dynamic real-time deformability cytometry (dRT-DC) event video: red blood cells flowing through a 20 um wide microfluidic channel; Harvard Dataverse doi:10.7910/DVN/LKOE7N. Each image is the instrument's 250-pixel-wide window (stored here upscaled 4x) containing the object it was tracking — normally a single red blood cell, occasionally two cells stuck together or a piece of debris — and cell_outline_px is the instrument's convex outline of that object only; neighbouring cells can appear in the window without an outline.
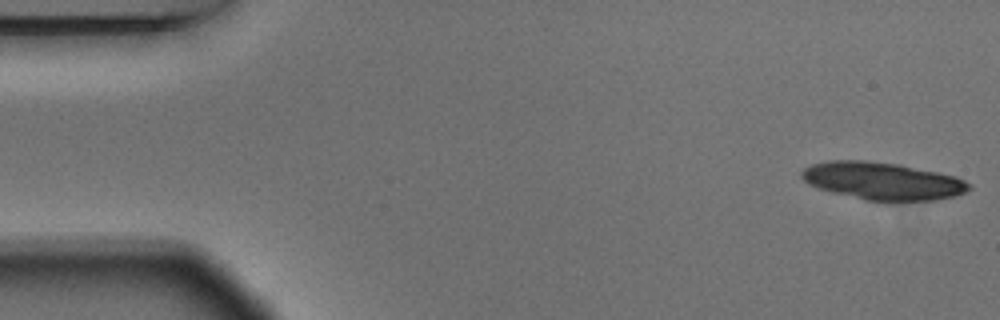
{"species": "Egyptian fruit bat (a non-hibernating species)", "species_latin": "Rousettus aegyptiacus", "temperature_condition": "warm", "stored_images_in_passage": 6, "camera_frame_rate_fps": 3000, "um_per_image_px": 0.085, "animal": {"sex": "male"}, "frame": {"image": 1, "passage_image": 1, "time_ms": 0.0, "image_size_px": [1000, 320], "cell_outline_px": [[972, 188], [964, 192], [952, 196], [936, 200], [864, 200], [832, 192], [808, 184], [800, 176], [800, 172], [804, 168], [812, 164], [828, 160], [864, 160], [900, 164], [956, 176], [972, 184]], "centroid_in_image_um": [75.0, 15.36], "position_along_channel_um": 10.0, "area_um2": 36.47}}
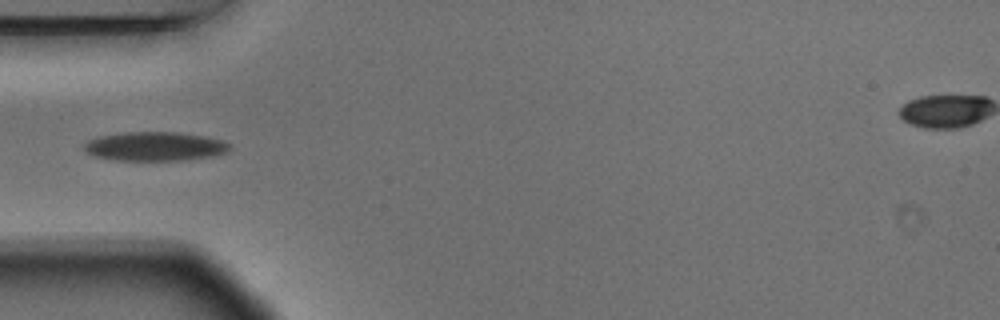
{"frame": {"image": 2, "passage_image": 5, "time_ms": 1.333, "image_size_px": [1000, 320], "cell_outline_px": [[232, 148], [228, 152], [216, 156], [188, 160], [112, 160], [92, 156], [84, 148], [84, 144], [88, 140], [96, 136], [124, 132], [180, 132], [204, 136], [220, 140], [232, 144]], "centroid_in_image_um": [13.19, 12.44], "position_along_channel_um": 71.8, "area_um2": 25.03}}
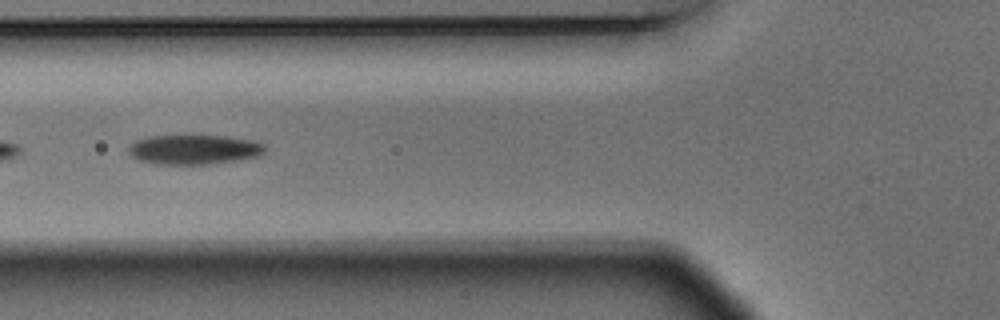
{"frame": {"image": 3, "passage_image": 6, "time_ms": 1.667, "image_size_px": [1000, 320], "cell_outline_px": [[268, 148], [260, 156], [236, 160], [208, 164], [152, 164], [140, 160], [132, 156], [128, 152], [128, 148], [136, 140], [148, 136], [224, 136], [252, 140], [264, 144]], "centroid_in_image_um": [16.51, 12.71], "position_along_channel_um": 109.3, "area_um2": 23.52}}